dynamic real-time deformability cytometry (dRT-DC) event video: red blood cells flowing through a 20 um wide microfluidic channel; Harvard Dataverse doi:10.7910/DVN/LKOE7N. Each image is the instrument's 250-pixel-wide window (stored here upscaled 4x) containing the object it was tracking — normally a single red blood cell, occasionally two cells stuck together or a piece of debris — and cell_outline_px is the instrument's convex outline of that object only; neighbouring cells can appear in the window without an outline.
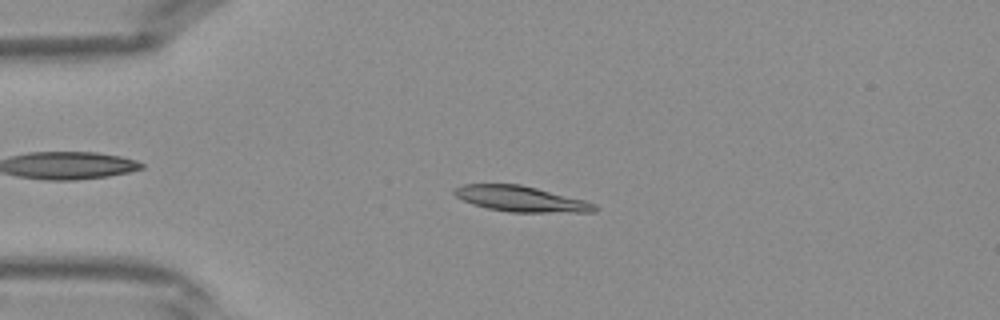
{"species": "Egyptian fruit bat (a non-hibernating species)", "species_latin": "Rousettus aegyptiacus", "temperature_condition": "warm", "stored_images_in_passage": 41, "camera_frame_rate_fps": 3000, "um_per_image_px": 0.085, "frame": {"image": 1, "passage_image": 10, "time_ms": 3.0, "image_size_px": [1000, 320], "cell_outline_px": [[600, 208], [596, 212], [508, 212], [488, 208], [472, 204], [456, 196], [452, 192], [452, 188], [460, 184], [520, 184], [584, 200], [596, 204]], "centroid_in_image_um": [44.26, 16.9], "position_along_channel_um": 40.7, "area_um2": 20.98}}
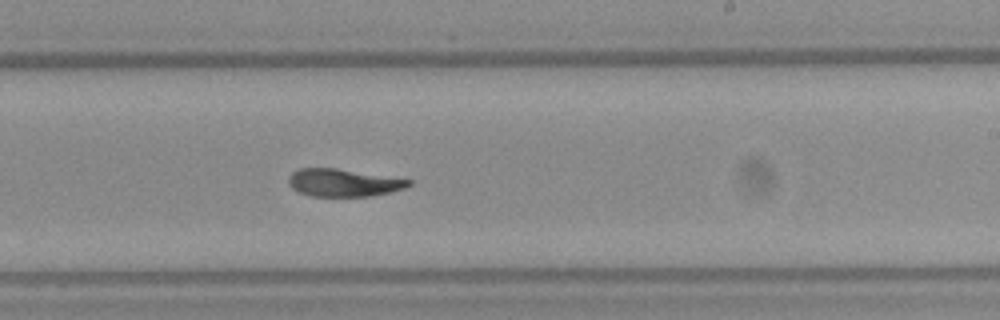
{"frame": {"image": 2, "passage_image": 25, "time_ms": 8.0, "image_size_px": [1000, 320], "cell_outline_px": [[412, 184], [404, 188], [388, 192], [368, 196], [312, 196], [300, 192], [292, 188], [288, 184], [288, 176], [292, 172], [300, 168], [336, 168], [412, 180]], "centroid_in_image_um": [29.15, 15.52], "position_along_channel_um": 259.8, "area_um2": 19.13}}
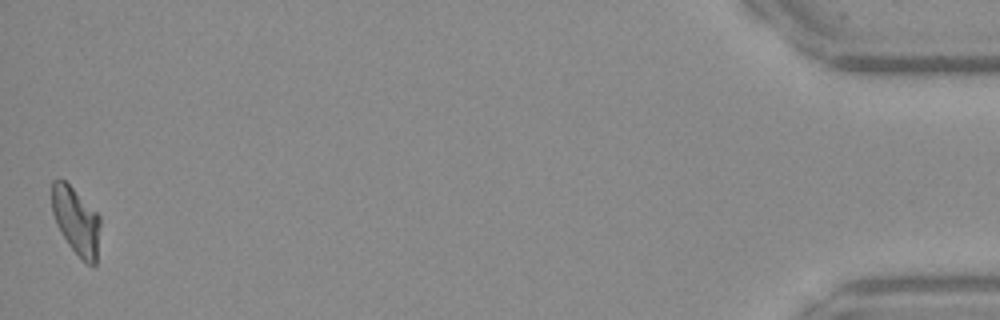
{"frame": {"image": 3, "passage_image": 41, "time_ms": 13.333, "image_size_px": [1000, 320], "cell_outline_px": [[100, 224], [96, 264], [92, 268], [68, 244], [56, 224], [52, 212], [52, 180], [60, 176], [100, 216]], "centroid_in_image_um": [6.46, 18.76], "position_along_channel_um": 428.7, "area_um2": 18.79}}